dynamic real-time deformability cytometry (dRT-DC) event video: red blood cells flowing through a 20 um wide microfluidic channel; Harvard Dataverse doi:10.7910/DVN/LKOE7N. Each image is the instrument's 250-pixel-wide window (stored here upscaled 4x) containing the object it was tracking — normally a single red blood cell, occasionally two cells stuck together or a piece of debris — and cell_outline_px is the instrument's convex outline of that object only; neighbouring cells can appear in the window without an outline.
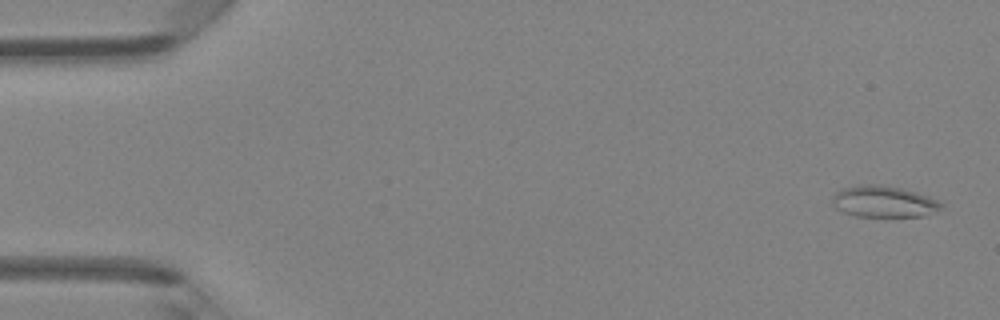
{"species": "Egyptian fruit bat (a non-hibernating species)", "species_latin": "Rousettus aegyptiacus", "temperature_condition": "room temperature", "stored_images_in_passage": 47, "camera_frame_rate_fps": 3000, "um_per_image_px": 0.085, "animal": {"sex": "female"}, "frame": {"image": 1, "passage_image": 2, "time_ms": 0.333, "image_size_px": [1000, 320], "cell_outline_px": [[944, 204], [940, 208], [924, 216], [856, 216], [844, 212], [836, 208], [832, 204], [832, 196], [840, 188], [860, 184], [880, 184], [900, 188], [916, 192], [944, 200]], "centroid_in_image_um": [75.13, 17.11], "position_along_channel_um": 9.9, "area_um2": 20.17}}
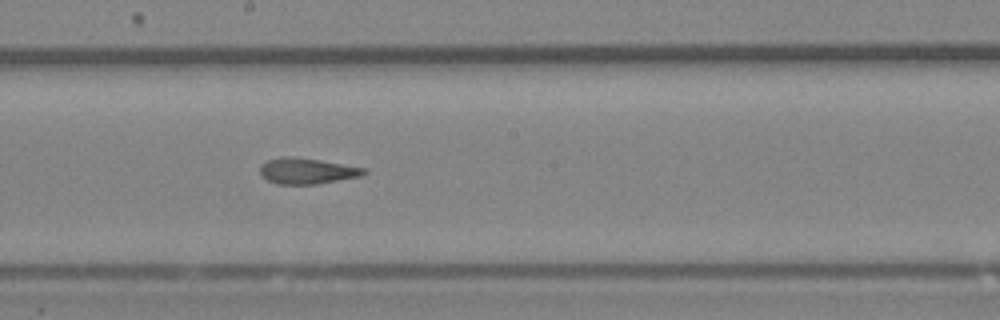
{"frame": {"image": 2, "passage_image": 26, "time_ms": 8.333, "image_size_px": [1000, 320], "cell_outline_px": [[368, 172], [364, 176], [316, 184], [276, 184], [268, 180], [260, 172], [260, 164], [268, 160], [280, 156], [292, 156], [320, 160], [368, 168]], "centroid_in_image_um": [26.14, 14.52], "position_along_channel_um": 222.1, "area_um2": 15.9}}
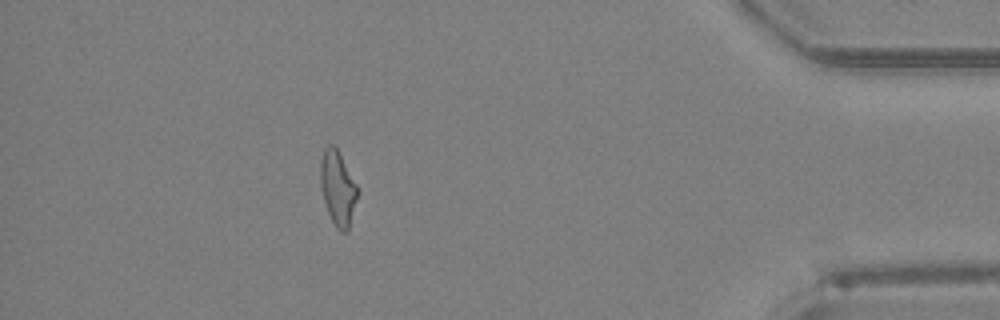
{"frame": {"image": 3, "passage_image": 42, "time_ms": 13.667, "image_size_px": [1000, 320], "cell_outline_px": [[356, 200], [348, 232], [340, 232], [336, 228], [328, 212], [324, 200], [320, 184], [320, 160], [324, 148], [328, 144], [332, 144], [336, 148], [356, 184]], "centroid_in_image_um": [28.68, 16.0], "position_along_channel_um": 406.5, "area_um2": 15.72}, "authors_computed_cell_mechanics": {"area_um2": 16.6464, "velocity_mm_per_s": 4.3569, "shape_relaxation_time_tau1_ms": null, "shape_relaxation_time_tau2_ms": 2.0377, "deformation_change_tau1": null, "deformation_change_tau2": 0.1058}}